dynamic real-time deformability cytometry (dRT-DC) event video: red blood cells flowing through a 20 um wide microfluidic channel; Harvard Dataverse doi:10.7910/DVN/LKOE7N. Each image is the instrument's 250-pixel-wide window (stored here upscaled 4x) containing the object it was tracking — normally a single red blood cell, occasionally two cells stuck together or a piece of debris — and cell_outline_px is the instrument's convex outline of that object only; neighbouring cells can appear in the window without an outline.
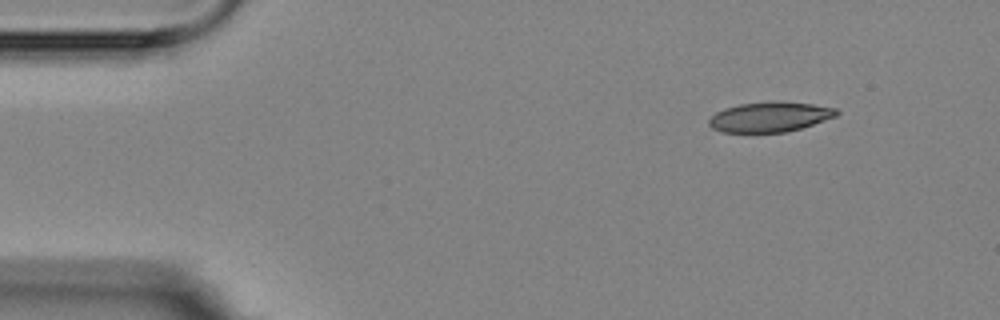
{"species": "Egyptian fruit bat (a non-hibernating species)", "species_latin": "Rousettus aegyptiacus", "temperature_condition": "room temperature", "stored_images_in_passage": 2, "camera_frame_rate_fps": 3000, "um_per_image_px": 0.085, "animal": {"sex": "female"}, "frame": {"image": 1, "passage_image": 2, "time_ms": 2.0, "image_size_px": [1000, 320], "cell_outline_px": [[840, 112], [836, 116], [800, 128], [784, 132], [720, 132], [712, 128], [708, 124], [708, 120], [716, 112], [724, 108], [740, 104], [768, 100], [776, 100], [812, 104], [836, 108]], "centroid_in_image_um": [65.41, 9.92], "position_along_channel_um": 19.6, "area_um2": 22.43}}